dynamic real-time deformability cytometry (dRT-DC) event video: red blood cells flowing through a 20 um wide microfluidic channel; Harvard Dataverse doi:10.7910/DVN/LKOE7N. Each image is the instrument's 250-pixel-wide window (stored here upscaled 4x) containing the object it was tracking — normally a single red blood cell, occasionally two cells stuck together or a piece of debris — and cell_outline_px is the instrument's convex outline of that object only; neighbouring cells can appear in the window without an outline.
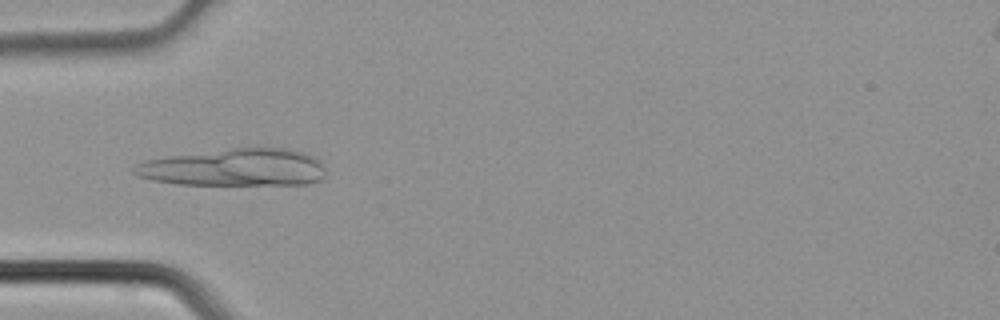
{"species": "common noctule bat (a hibernating species)", "species_latin": "Nyctalus noctula", "temperature_condition": "cold", "stored_images_in_passage": 3, "camera_frame_rate_fps": 3000, "um_per_image_px": 0.085, "animal": {"sex": "male", "body_mass_g": 21.5, "forearm_length_mm": 52.0}, "frame": {"image": 1, "passage_image": 3, "time_ms": 0.667, "image_size_px": [1000, 320], "cell_outline_px": [[324, 180], [308, 184], [176, 184], [152, 180], [136, 176], [132, 172], [132, 168], [136, 164], [144, 160], [172, 156], [232, 148], [284, 148], [304, 152], [312, 156], [324, 168]], "centroid_in_image_um": [19.91, 14.24], "position_along_channel_um": 65.1, "area_um2": 41.44}}